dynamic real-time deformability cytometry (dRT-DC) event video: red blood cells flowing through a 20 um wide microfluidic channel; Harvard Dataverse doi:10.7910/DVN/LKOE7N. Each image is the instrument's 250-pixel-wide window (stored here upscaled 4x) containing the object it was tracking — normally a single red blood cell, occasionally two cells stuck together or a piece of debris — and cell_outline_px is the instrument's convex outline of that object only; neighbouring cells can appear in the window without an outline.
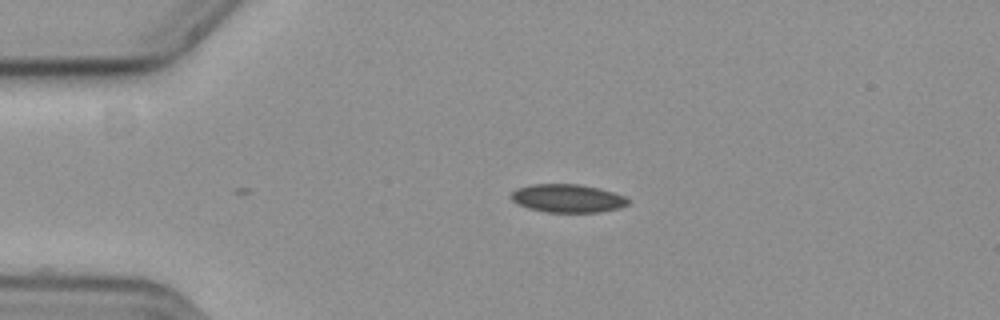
{"species": "common noctule bat (a hibernating species)", "species_latin": "Nyctalus noctula", "temperature_condition": "cold", "stored_images_in_passage": 13, "camera_frame_rate_fps": 3000, "um_per_image_px": 0.085, "animal": {"sex": "female", "body_mass_g": 19.3, "forearm_length_mm": 54.1}, "frame": {"image": 1, "passage_image": 1, "time_ms": 0.0, "image_size_px": [1000, 320], "cell_outline_px": [[632, 200], [628, 204], [620, 208], [600, 212], [544, 212], [528, 208], [516, 204], [508, 196], [516, 188], [532, 184], [576, 184], [596, 188], [612, 192], [624, 196]], "centroid_in_image_um": [48.21, 16.87], "position_along_channel_um": 36.8, "area_um2": 19.36}}
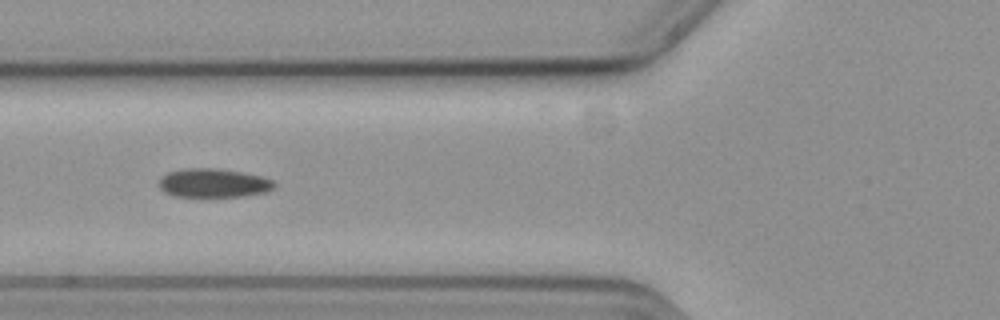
{"frame": {"image": 2, "passage_image": 10, "time_ms": 3.0, "image_size_px": [1000, 320], "cell_outline_px": [[276, 188], [264, 192], [244, 196], [176, 196], [164, 192], [160, 188], [160, 176], [168, 172], [184, 168], [216, 168], [244, 172], [264, 176], [272, 180], [276, 184]], "centroid_in_image_um": [18.17, 15.54], "position_along_channel_um": 107.6, "area_um2": 19.48}}
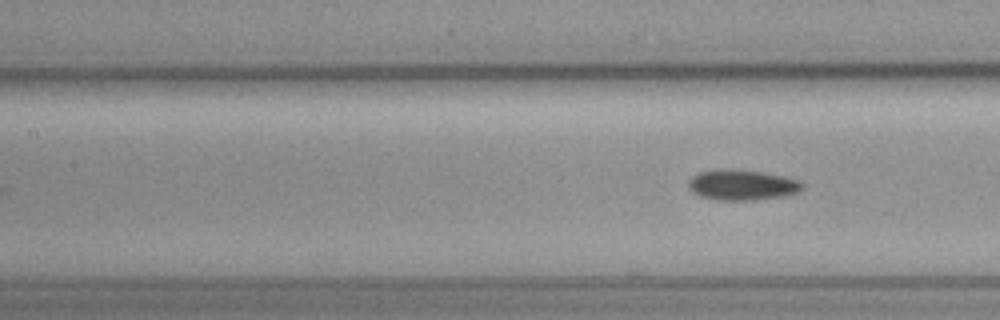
{"frame": {"image": 3, "passage_image": 13, "time_ms": 4.0, "image_size_px": [1000, 320], "cell_outline_px": [[804, 188], [800, 192], [784, 196], [752, 200], [716, 200], [700, 196], [692, 192], [688, 184], [688, 180], [692, 176], [700, 172], [716, 168], [732, 168], [760, 172], [784, 176], [800, 180], [804, 184]], "centroid_in_image_um": [63.08, 15.71], "position_along_channel_um": 144.3, "area_um2": 20.58}}